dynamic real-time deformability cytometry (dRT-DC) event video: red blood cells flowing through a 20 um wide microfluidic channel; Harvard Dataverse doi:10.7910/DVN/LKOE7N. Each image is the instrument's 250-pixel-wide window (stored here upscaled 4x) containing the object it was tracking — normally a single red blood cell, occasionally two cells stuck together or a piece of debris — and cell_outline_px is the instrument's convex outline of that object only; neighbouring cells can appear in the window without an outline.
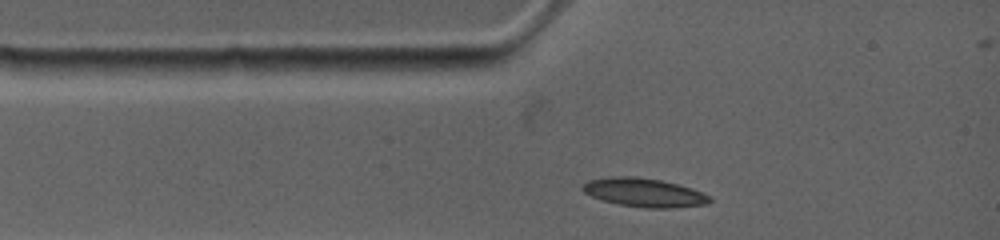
{"species": "common noctule bat (a hibernating species)", "species_latin": "Nyctalus noctula", "temperature_condition": "warm", "stored_images_in_passage": 3, "camera_frame_rate_fps": 4500, "um_per_image_px": 0.085, "animal": {"sex": "female", "body_mass_g": 19.0, "forearm_length_mm": 53.3}, "frame": {"image": 1, "passage_image": 1, "time_ms": 0.0, "image_size_px": [1000, 240], "cell_outline_px": [[712, 200], [708, 204], [672, 208], [644, 208], [620, 204], [604, 200], [592, 196], [584, 192], [580, 188], [588, 180], [608, 176], [636, 176], [660, 180], [692, 188], [712, 196]], "centroid_in_image_um": [54.77, 16.36], "position_along_channel_um": 30.2, "area_um2": 21.33}}